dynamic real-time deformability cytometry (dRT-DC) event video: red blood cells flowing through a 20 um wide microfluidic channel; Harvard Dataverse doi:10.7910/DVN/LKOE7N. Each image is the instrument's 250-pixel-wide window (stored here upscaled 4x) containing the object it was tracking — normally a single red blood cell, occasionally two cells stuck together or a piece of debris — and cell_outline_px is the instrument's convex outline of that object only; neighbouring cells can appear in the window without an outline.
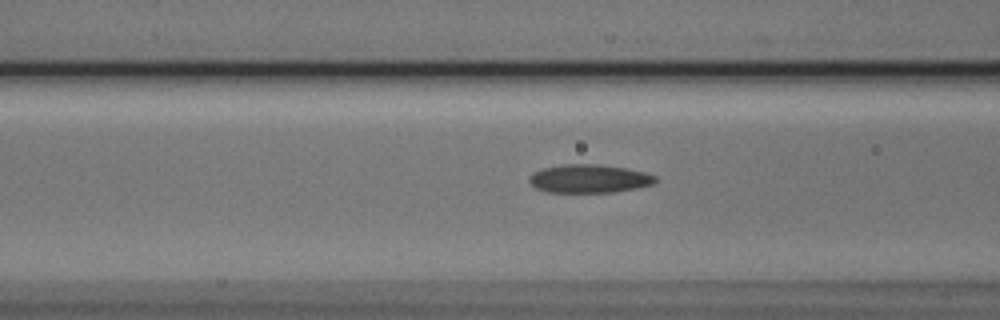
{"species": "Egyptian fruit bat (a non-hibernating species)", "species_latin": "Rousettus aegyptiacus", "temperature_condition": "cold", "stored_images_in_passage": 41, "camera_frame_rate_fps": 3000, "um_per_image_px": 0.085, "animal": {"sex": "male"}, "frame": {"image": 1, "passage_image": 15, "time_ms": 4.667, "image_size_px": [1000, 320], "cell_outline_px": [[656, 180], [652, 184], [636, 188], [612, 192], [548, 192], [536, 188], [528, 180], [536, 172], [544, 168], [564, 164], [596, 164], [624, 168], [644, 172], [656, 176]], "centroid_in_image_um": [50.09, 15.19], "position_along_channel_um": 116.5, "area_um2": 20.46}}
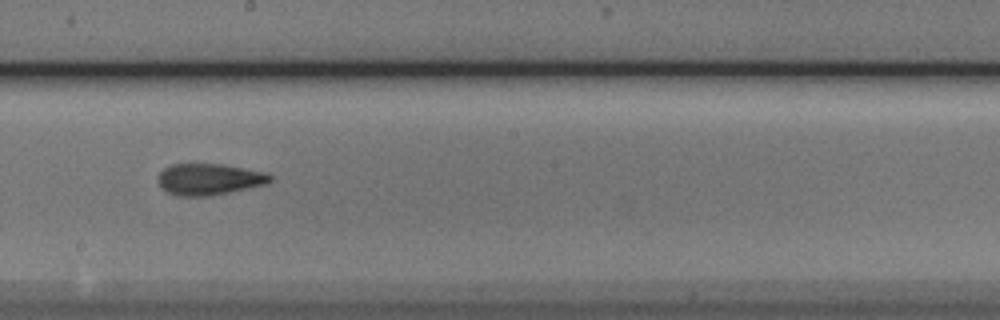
{"frame": {"image": 2, "passage_image": 24, "time_ms": 7.667, "image_size_px": [1000, 320], "cell_outline_px": [[272, 180], [268, 184], [208, 196], [176, 196], [160, 188], [156, 180], [160, 172], [164, 168], [172, 164], [220, 164], [264, 172], [272, 176]], "centroid_in_image_um": [17.73, 15.24], "position_along_channel_um": 230.5, "area_um2": 20.52}}
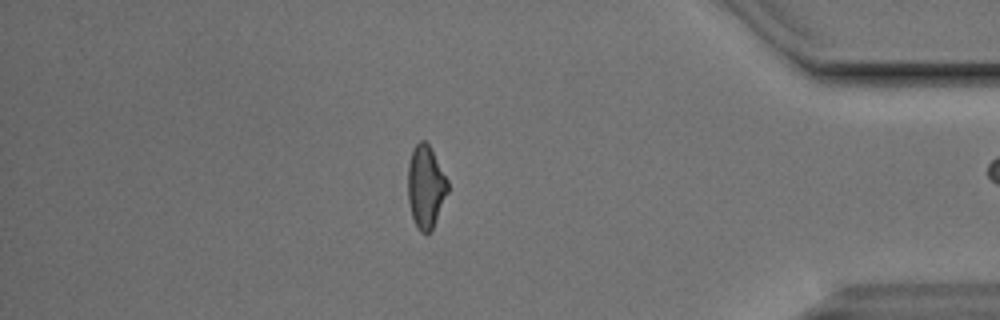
{"frame": {"image": 3, "passage_image": 40, "time_ms": 13.0, "image_size_px": [1000, 320], "cell_outline_px": [[448, 192], [432, 228], [428, 232], [420, 232], [412, 216], [408, 200], [408, 164], [412, 152], [416, 144], [420, 140], [424, 140], [428, 144], [448, 180]], "centroid_in_image_um": [36.18, 15.85], "position_along_channel_um": 399.0, "area_um2": 18.79}}